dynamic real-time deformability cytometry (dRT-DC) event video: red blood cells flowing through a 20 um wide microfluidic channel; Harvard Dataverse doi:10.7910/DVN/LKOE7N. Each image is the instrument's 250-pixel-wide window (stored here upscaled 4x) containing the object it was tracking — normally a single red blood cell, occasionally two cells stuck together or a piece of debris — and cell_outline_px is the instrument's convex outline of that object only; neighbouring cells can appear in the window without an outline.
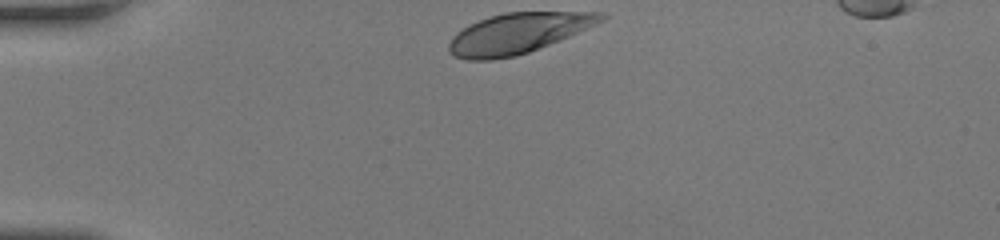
{"species": "human", "species_latin": "Homo sapiens", "temperature_condition": "room temperature", "stored_images_in_passage": 30, "camera_frame_rate_fps": 3000, "um_per_image_px": 0.085, "donor": {"sex": "female"}, "frame": {"image": 1, "passage_image": 1, "time_ms": 0.0, "image_size_px": [1000, 240], "cell_outline_px": [[608, 16], [604, 20], [568, 36], [528, 52], [516, 56], [492, 60], [468, 60], [452, 56], [448, 52], [448, 44], [452, 36], [456, 32], [468, 24], [504, 12], [604, 12]], "centroid_in_image_um": [43.96, 2.83], "position_along_channel_um": 41.0, "area_um2": 35.6}}
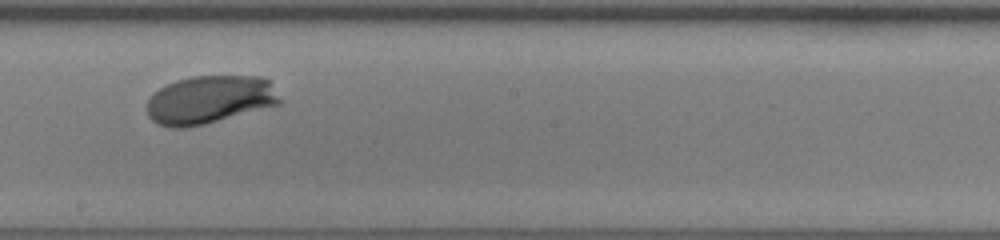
{"frame": {"image": 2, "passage_image": 18, "time_ms": 5.667, "image_size_px": [1000, 240], "cell_outline_px": [[280, 104], [204, 124], [184, 128], [172, 128], [156, 124], [148, 116], [148, 100], [160, 88], [176, 80], [192, 76], [260, 76], [268, 80], [280, 100]], "centroid_in_image_um": [17.79, 8.48], "position_along_channel_um": 230.4, "area_um2": 36.88}}
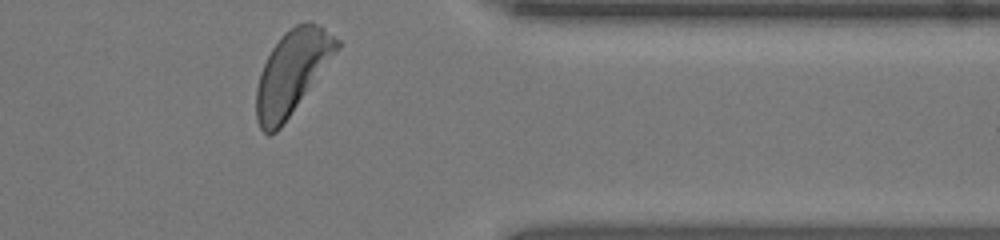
{"frame": {"image": 3, "passage_image": 30, "time_ms": 9.667, "image_size_px": [1000, 240], "cell_outline_px": [[340, 48], [280, 128], [276, 132], [268, 136], [260, 128], [256, 120], [256, 88], [260, 72], [272, 48], [296, 24], [308, 20], [324, 28], [340, 40]], "centroid_in_image_um": [24.82, 6.17], "position_along_channel_um": 386.6, "area_um2": 38.49}, "authors_computed_cell_mechanics": {"area_um2": 37.281, "velocity_mm_per_s": 4.1457, "shape_relaxation_time_tau1_ms": 1.9373, "shape_relaxation_time_tau2_ms": null, "deformation_change_tau1": 0.1585, "deformation_change_tau2": null}}